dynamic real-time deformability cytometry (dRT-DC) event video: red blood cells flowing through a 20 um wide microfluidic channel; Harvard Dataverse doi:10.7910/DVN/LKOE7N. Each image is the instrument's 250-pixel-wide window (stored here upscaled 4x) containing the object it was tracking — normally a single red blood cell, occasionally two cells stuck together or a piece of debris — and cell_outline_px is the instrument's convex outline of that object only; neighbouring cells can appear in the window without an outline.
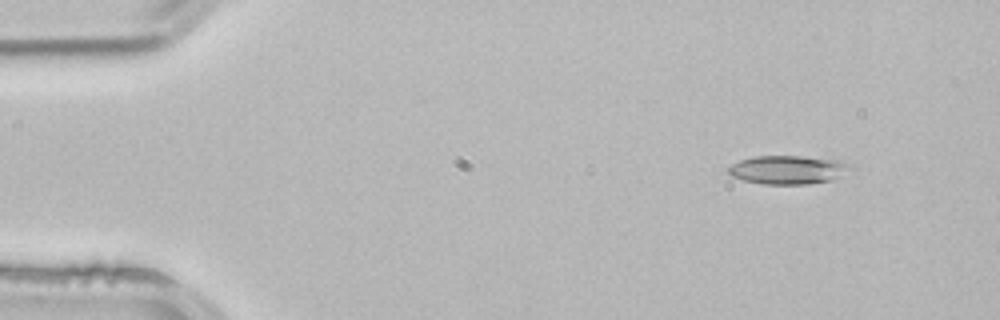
{"species": "common noctule bat (a hibernating species)", "species_latin": "Nyctalus noctula", "temperature_condition": "room temperature", "stored_images_in_passage": 3, "camera_frame_rate_fps": 3000, "um_per_image_px": 0.085, "animal": {"sex": "male", "body_mass_g": 21.5, "forearm_length_mm": 52.0}, "frame": {"image": 1, "passage_image": 1, "time_ms": 0.0, "image_size_px": [1000, 320], "cell_outline_px": [[856, 168], [832, 180], [808, 184], [764, 184], [744, 180], [732, 176], [728, 172], [728, 168], [732, 164], [740, 160], [756, 156], [800, 156], [840, 160], [852, 164]], "centroid_in_image_um": [67.05, 14.43], "position_along_channel_um": 18.0, "area_um2": 20.46}}
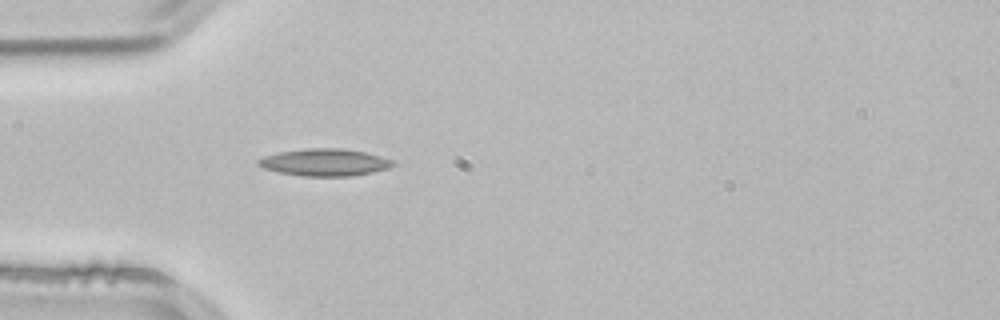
{"frame": {"image": 2, "passage_image": 3, "time_ms": 0.667, "image_size_px": [1000, 320], "cell_outline_px": [[396, 164], [388, 168], [372, 172], [352, 176], [300, 176], [280, 172], [264, 168], [256, 164], [256, 160], [264, 156], [280, 152], [304, 148], [340, 148], [364, 152], [380, 156], [392, 160]], "centroid_in_image_um": [27.58, 13.8], "position_along_channel_um": 57.4, "area_um2": 21.27}}